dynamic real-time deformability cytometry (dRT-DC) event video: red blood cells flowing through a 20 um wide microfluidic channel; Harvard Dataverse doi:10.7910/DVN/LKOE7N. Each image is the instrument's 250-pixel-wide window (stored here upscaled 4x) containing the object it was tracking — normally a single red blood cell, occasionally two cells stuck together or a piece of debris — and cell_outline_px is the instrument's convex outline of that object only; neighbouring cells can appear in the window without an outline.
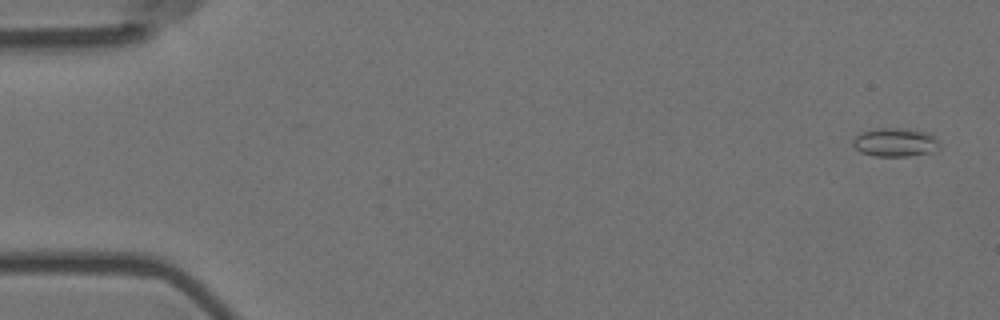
{"species": "Egyptian fruit bat (a non-hibernating species)", "species_latin": "Rousettus aegyptiacus", "temperature_condition": "room temperature", "stored_images_in_passage": 6, "camera_frame_rate_fps": 3000, "um_per_image_px": 0.085, "animal": {"sex": "female"}, "frame": {"image": 1, "passage_image": 1, "time_ms": 0.0, "image_size_px": [1000, 320], "cell_outline_px": [[940, 144], [936, 148], [928, 152], [908, 156], [876, 156], [860, 152], [852, 144], [852, 140], [860, 132], [880, 128], [896, 128], [928, 132]], "centroid_in_image_um": [76.02, 12.09], "position_along_channel_um": 9.0, "area_um2": 14.1}}
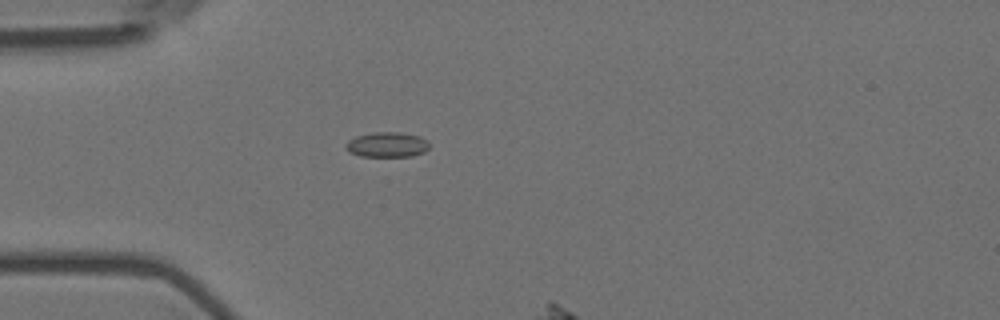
{"frame": {"image": 2, "passage_image": 5, "time_ms": 1.333, "image_size_px": [1000, 320], "cell_outline_px": [[428, 148], [424, 152], [412, 156], [360, 156], [348, 152], [344, 148], [344, 144], [348, 140], [356, 136], [376, 132], [400, 132], [420, 136], [428, 140]], "centroid_in_image_um": [32.87, 12.29], "position_along_channel_um": 52.1, "area_um2": 12.31}}